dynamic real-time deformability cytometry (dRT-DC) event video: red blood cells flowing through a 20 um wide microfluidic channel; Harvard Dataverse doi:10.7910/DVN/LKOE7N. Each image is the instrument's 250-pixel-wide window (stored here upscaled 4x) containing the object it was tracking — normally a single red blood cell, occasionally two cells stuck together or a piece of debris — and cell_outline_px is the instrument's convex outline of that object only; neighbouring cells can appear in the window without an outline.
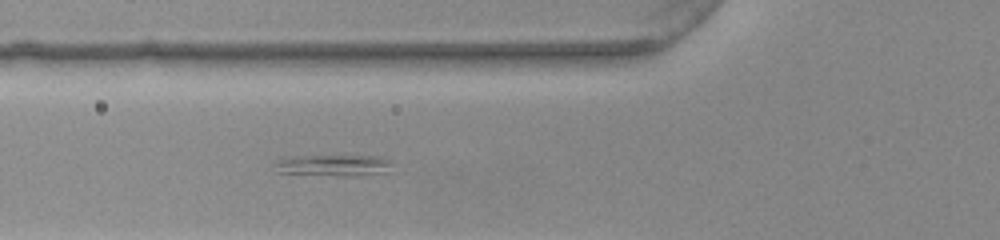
{"species": "common noctule bat (a hibernating species)", "species_latin": "Nyctalus noctula", "temperature_condition": "warm", "stored_images_in_passage": 55, "segment_of_instrument_passage": [2, 3], "camera_frame_rate_fps": 3000, "um_per_image_px": 0.085, "animal": {"sex": "female", "body_mass_g": 22.0, "forearm_length_mm": 56.7}, "frame": {"image": 1, "passage_image": 20, "time_ms": 6.333, "image_size_px": [1000, 240], "cell_outline_px": [[392, 160], [384, 172], [360, 176], [336, 176], [280, 172], [276, 164], [276, 160], [292, 156], [380, 156]], "centroid_in_image_um": [28.38, 14.05], "position_along_channel_um": 97.4, "area_um2": 14.39}}
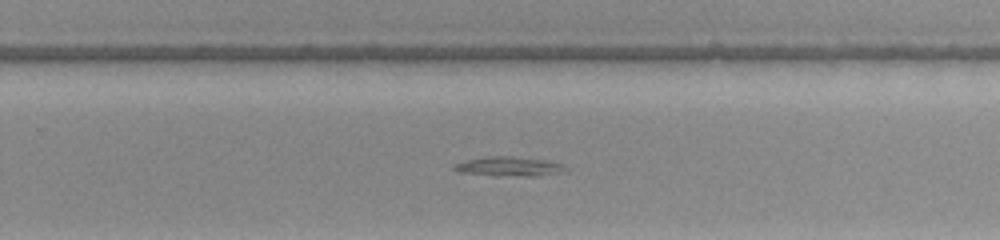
{"frame": {"image": 2, "passage_image": 35, "time_ms": 11.333, "image_size_px": [1000, 240], "cell_outline_px": [[564, 172], [536, 176], [524, 176], [456, 172], [452, 168], [456, 164], [468, 160], [484, 156], [512, 156], [548, 160], [564, 164]], "centroid_in_image_um": [43.31, 14.13], "position_along_channel_um": 286.5, "area_um2": 12.37}}
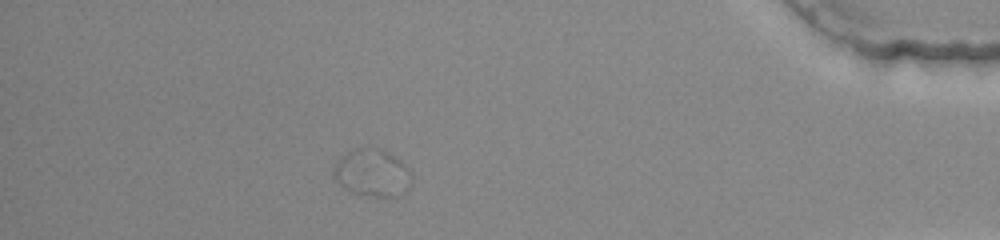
{"frame": {"image": 3, "passage_image": 48, "time_ms": 15.667, "image_size_px": [1000, 240], "cell_outline_px": [[412, 184], [404, 196], [372, 196], [352, 192], [344, 188], [332, 176], [332, 172], [340, 156], [360, 144], [372, 144], [380, 148], [400, 160], [408, 168], [412, 176]], "centroid_in_image_um": [31.65, 14.65], "position_along_channel_um": 403.5, "area_um2": 22.31}}